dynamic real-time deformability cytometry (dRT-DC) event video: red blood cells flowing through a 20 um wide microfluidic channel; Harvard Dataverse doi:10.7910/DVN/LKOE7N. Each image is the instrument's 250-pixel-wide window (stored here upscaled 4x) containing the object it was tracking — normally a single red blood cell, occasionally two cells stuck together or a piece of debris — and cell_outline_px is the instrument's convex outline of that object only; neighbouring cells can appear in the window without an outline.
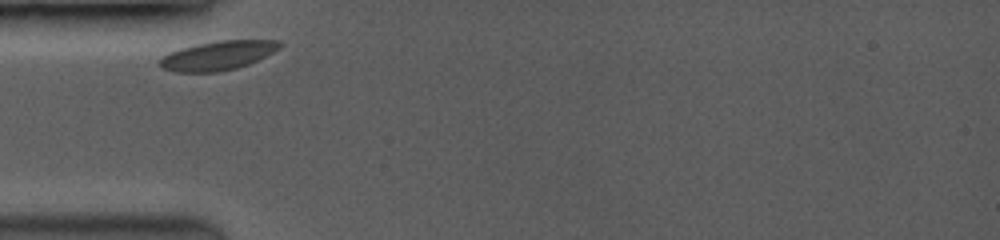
{"species": "common noctule bat (a hibernating species)", "species_latin": "Nyctalus noctula", "temperature_condition": "room temperature", "stored_images_in_passage": 8, "camera_frame_rate_fps": 3500, "um_per_image_px": 0.085, "animal": {"sex": "female", "body_mass_g": 19.0, "forearm_length_mm": 53.3}, "frame": {"image": 1, "passage_image": 1, "time_ms": 0.0, "image_size_px": [1000, 240], "cell_outline_px": [[284, 44], [280, 48], [248, 64], [236, 68], [220, 72], [176, 72], [160, 68], [156, 64], [164, 56], [172, 52], [196, 44], [220, 40], [280, 40]], "centroid_in_image_um": [18.52, 4.72], "position_along_channel_um": 66.5, "area_um2": 20.23}}
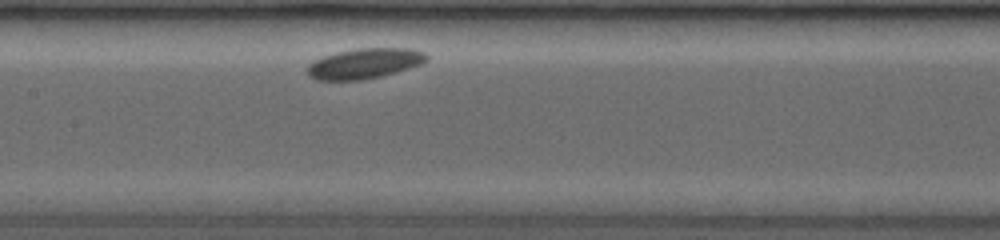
{"frame": {"image": 2, "passage_image": 8, "time_ms": 3.143, "image_size_px": [1000, 240], "cell_outline_px": [[428, 60], [420, 64], [396, 72], [364, 80], [316, 80], [308, 72], [308, 64], [312, 60], [336, 52], [356, 48], [408, 48], [424, 52], [428, 56]], "centroid_in_image_um": [30.98, 5.39], "position_along_channel_um": 176.4, "area_um2": 20.98}}